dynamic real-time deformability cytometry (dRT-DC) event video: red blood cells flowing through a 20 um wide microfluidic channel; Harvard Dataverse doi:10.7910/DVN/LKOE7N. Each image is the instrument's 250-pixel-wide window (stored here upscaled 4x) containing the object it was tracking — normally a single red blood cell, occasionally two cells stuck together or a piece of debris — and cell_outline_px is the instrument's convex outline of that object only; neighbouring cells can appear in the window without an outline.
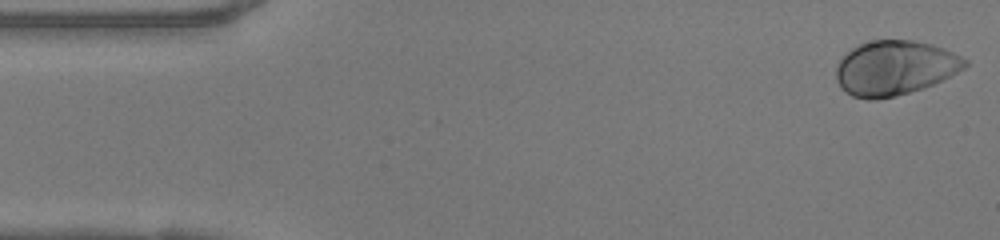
{"species": "human", "species_latin": "Homo sapiens", "temperature_condition": "warm", "stored_images_in_passage": 48, "camera_frame_rate_fps": 3000, "um_per_image_px": 0.085, "donor": {"sex": "female"}, "frame": {"image": 1, "passage_image": 1, "time_ms": 0.0, "image_size_px": [1000, 240], "cell_outline_px": [[968, 64], [964, 68], [932, 84], [896, 96], [876, 100], [868, 100], [852, 96], [840, 88], [836, 80], [836, 64], [852, 48], [860, 44], [872, 40], [912, 40], [932, 44], [944, 48], [968, 60]], "centroid_in_image_um": [76.02, 5.77], "position_along_channel_um": 9.0, "area_um2": 40.81}}
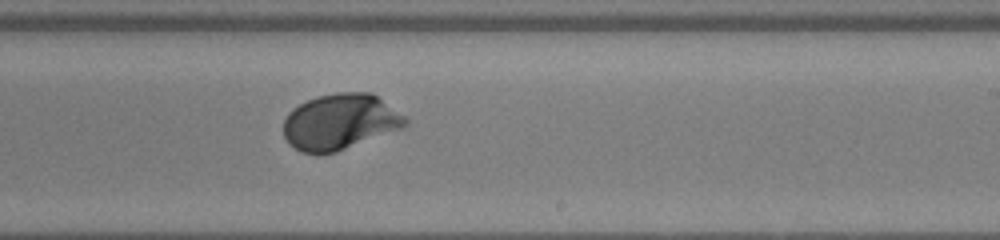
{"frame": {"image": 2, "passage_image": 28, "time_ms": 9.0, "image_size_px": [1000, 240], "cell_outline_px": [[408, 124], [404, 128], [336, 152], [300, 152], [288, 144], [284, 136], [284, 120], [288, 112], [292, 108], [316, 96], [336, 92], [372, 92], [404, 116], [408, 120]], "centroid_in_image_um": [28.9, 10.34], "position_along_channel_um": 260.1, "area_um2": 39.65}}
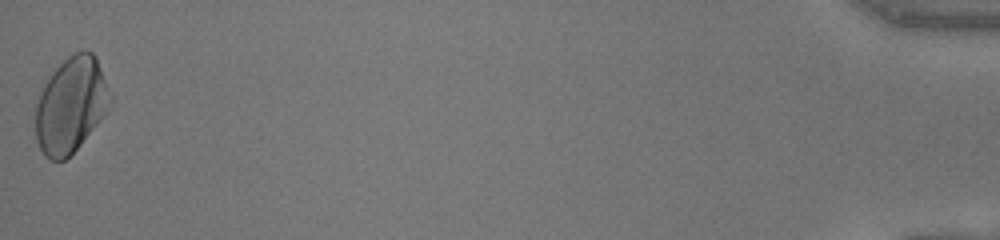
{"frame": {"image": 3, "passage_image": 48, "time_ms": 15.667, "image_size_px": [1000, 240], "cell_outline_px": [[112, 100], [104, 116], [80, 144], [64, 160], [48, 160], [44, 156], [36, 140], [36, 104], [40, 92], [52, 72], [68, 56], [84, 48], [92, 52], [96, 56], [112, 96]], "centroid_in_image_um": [6.03, 8.91], "position_along_channel_um": 429.2, "area_um2": 41.38}, "authors_computed_cell_mechanics": {"area_um2": 38.8705, "velocity_mm_per_s": 4.1226, "shape_relaxation_time_tau1_ms": 1.8624, "shape_relaxation_time_tau2_ms": null, "deformation_change_tau1": 0.16, "deformation_change_tau2": null}}